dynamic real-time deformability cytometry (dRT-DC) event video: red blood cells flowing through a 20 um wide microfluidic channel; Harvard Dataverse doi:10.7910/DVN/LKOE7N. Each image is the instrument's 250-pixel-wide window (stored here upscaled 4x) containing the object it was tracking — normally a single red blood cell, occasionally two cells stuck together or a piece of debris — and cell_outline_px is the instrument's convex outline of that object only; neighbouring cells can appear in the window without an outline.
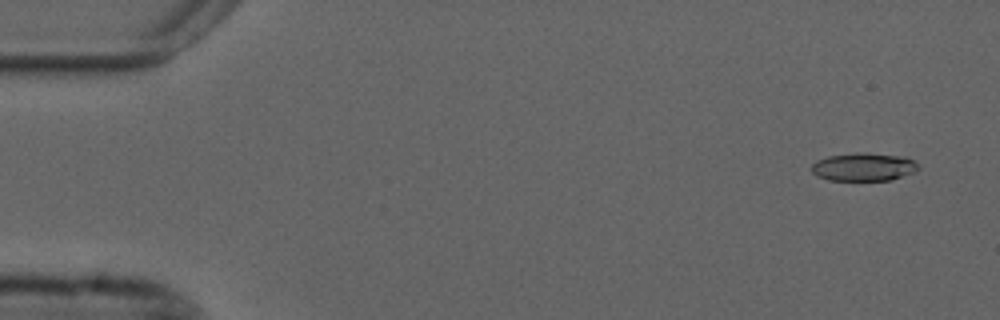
{"species": "common noctule bat (a hibernating species)", "species_latin": "Nyctalus noctula", "temperature_condition": "cold", "stored_images_in_passage": 53, "camera_frame_rate_fps": 3000, "um_per_image_px": 0.085, "animal": {"sex": "male", "forearm_length_mm": 52.5}, "frame": {"image": 1, "passage_image": 1, "time_ms": 0.0, "image_size_px": [1000, 320], "cell_outline_px": [[920, 168], [916, 172], [892, 180], [828, 180], [816, 176], [812, 172], [812, 164], [816, 160], [828, 156], [856, 152], [864, 152], [904, 156], [920, 164]], "centroid_in_image_um": [73.44, 14.18], "position_along_channel_um": 11.6, "area_um2": 17.8}}
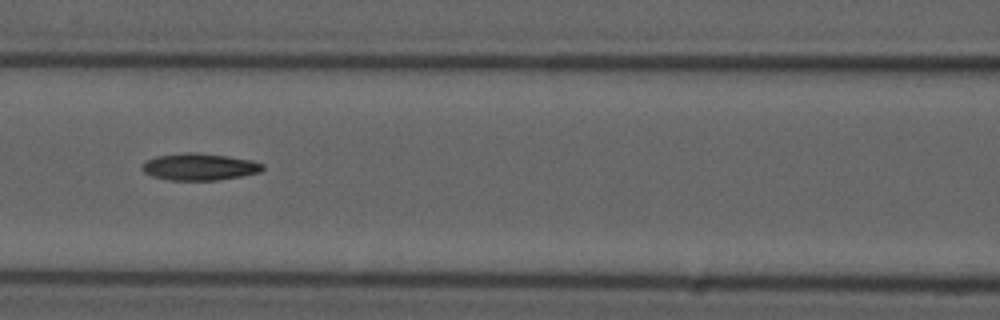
{"frame": {"image": 2, "passage_image": 22, "time_ms": 7.0, "image_size_px": [1000, 320], "cell_outline_px": [[264, 168], [260, 172], [240, 176], [216, 180], [168, 180], [152, 176], [144, 172], [140, 168], [148, 160], [156, 156], [188, 152], [196, 152], [228, 156], [252, 160], [264, 164]], "centroid_in_image_um": [16.96, 14.17], "position_along_channel_um": 149.6, "area_um2": 18.84}}
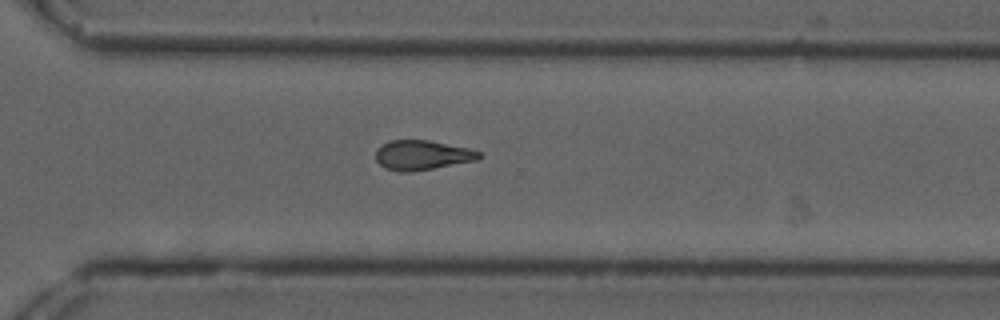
{"frame": {"image": 3, "passage_image": 37, "time_ms": 12.0, "image_size_px": [1000, 320], "cell_outline_px": [[484, 156], [480, 160], [412, 172], [396, 172], [384, 168], [376, 160], [376, 148], [388, 140], [428, 140], [468, 148], [480, 152]], "centroid_in_image_um": [35.89, 13.2], "position_along_channel_um": 334.7, "area_um2": 18.21}, "authors_computed_cell_mechanics": {"area_um2": 18.207, "velocity_mm_per_s": 3.7198, "shape_relaxation_time_tau1_ms": 9.8446, "shape_relaxation_time_tau2_ms": 8.8554, "deformation_change_tau1": 0.2254, "deformation_change_tau2": 0.2089}}